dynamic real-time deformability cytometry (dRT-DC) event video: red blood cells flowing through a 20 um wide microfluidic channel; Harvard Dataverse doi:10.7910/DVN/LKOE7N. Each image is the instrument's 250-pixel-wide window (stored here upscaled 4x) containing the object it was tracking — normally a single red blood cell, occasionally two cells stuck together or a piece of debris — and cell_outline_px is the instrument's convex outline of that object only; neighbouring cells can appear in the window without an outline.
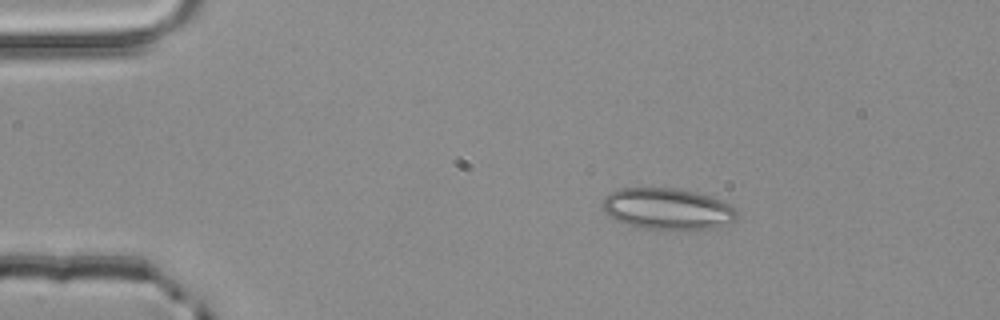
{"species": "common noctule bat (a hibernating species)", "species_latin": "Nyctalus noctula", "temperature_condition": "room temperature", "stored_images_in_passage": 2, "camera_frame_rate_fps": 3000, "um_per_image_px": 0.085, "animal": {"sex": "male", "body_mass_g": 20.4}, "frame": {"image": 1, "passage_image": 1, "time_ms": 0.0, "image_size_px": [1000, 320], "cell_outline_px": [[736, 220], [712, 228], [688, 232], [640, 228], [616, 220], [604, 212], [604, 196], [620, 188], [676, 188], [696, 192], [720, 200], [736, 208]], "centroid_in_image_um": [56.75, 17.79], "position_along_channel_um": 28.2, "area_um2": 32.77}}